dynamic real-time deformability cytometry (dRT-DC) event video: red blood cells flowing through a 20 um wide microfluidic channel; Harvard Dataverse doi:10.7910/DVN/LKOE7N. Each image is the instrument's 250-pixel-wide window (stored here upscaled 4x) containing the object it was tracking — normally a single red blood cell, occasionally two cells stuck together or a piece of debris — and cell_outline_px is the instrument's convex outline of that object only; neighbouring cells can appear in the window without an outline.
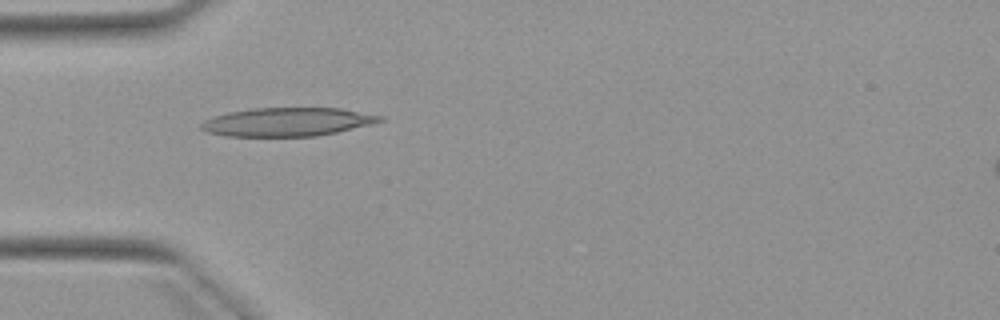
{"species": "Egyptian fruit bat (a non-hibernating species)", "species_latin": "Rousettus aegyptiacus", "temperature_condition": "warm", "stored_images_in_passage": 5, "camera_frame_rate_fps": 3000, "um_per_image_px": 0.085, "animal": {"sex": "female"}, "frame": {"image": 1, "passage_image": 3, "time_ms": 4.0, "image_size_px": [1000, 320], "cell_outline_px": [[384, 120], [336, 132], [316, 136], [224, 136], [208, 132], [200, 128], [200, 124], [204, 120], [212, 116], [228, 112], [252, 108], [340, 108], [384, 116]], "centroid_in_image_um": [24.37, 10.36], "position_along_channel_um": 60.6, "area_um2": 29.59}}
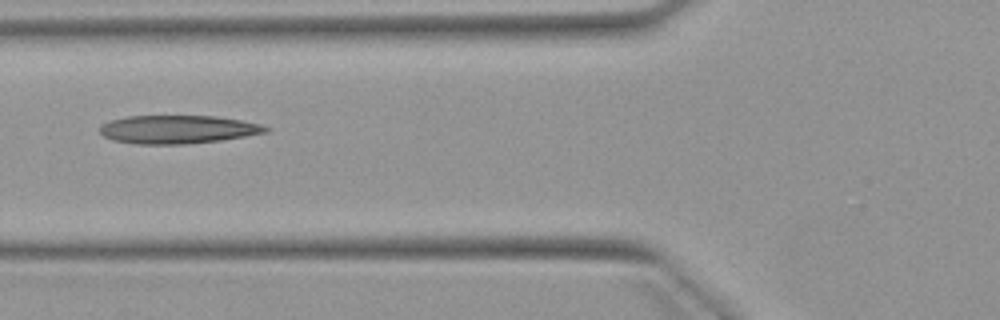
{"frame": {"image": 2, "passage_image": 4, "time_ms": 5.333, "image_size_px": [1000, 320], "cell_outline_px": [[272, 128], [268, 132], [220, 140], [184, 144], [136, 144], [112, 140], [104, 136], [100, 132], [100, 124], [108, 120], [128, 116], [216, 116], [240, 120], [260, 124]], "centroid_in_image_um": [15.08, 10.99], "position_along_channel_um": 110.7, "area_um2": 27.4}}
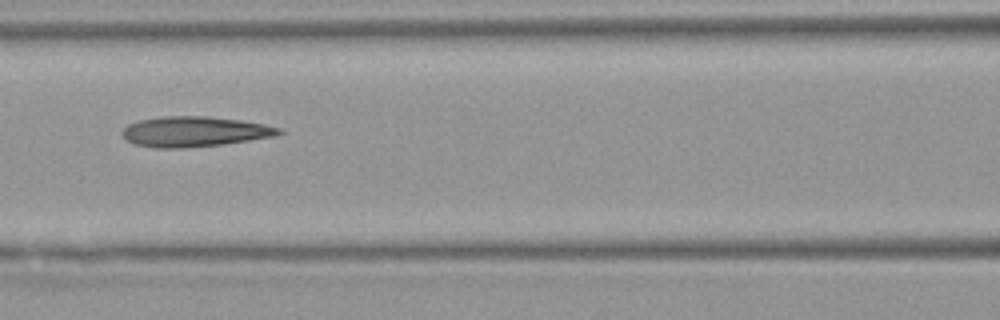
{"frame": {"image": 3, "passage_image": 5, "time_ms": 6.333, "image_size_px": [1000, 320], "cell_outline_px": [[284, 132], [272, 136], [248, 140], [220, 144], [184, 148], [156, 148], [132, 144], [124, 140], [120, 132], [128, 124], [140, 120], [164, 116], [208, 116], [240, 120], [264, 124], [280, 128]], "centroid_in_image_um": [16.45, 11.19], "position_along_channel_um": 150.2, "area_um2": 27.57}}